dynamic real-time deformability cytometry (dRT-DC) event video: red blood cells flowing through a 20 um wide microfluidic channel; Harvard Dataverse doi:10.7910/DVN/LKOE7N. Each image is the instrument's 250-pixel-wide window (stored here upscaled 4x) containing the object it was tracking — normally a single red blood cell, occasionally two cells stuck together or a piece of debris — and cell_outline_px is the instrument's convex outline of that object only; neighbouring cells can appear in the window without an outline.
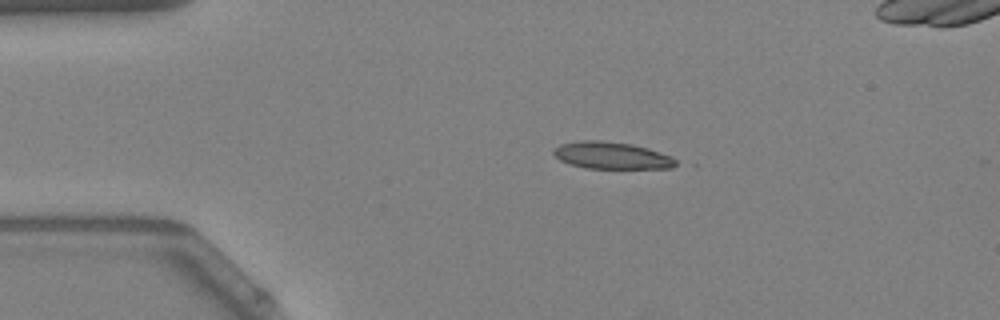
{"species": "Egyptian fruit bat (a non-hibernating species)", "species_latin": "Rousettus aegyptiacus", "temperature_condition": "warm", "stored_images_in_passage": 44, "camera_frame_rate_fps": 3000, "um_per_image_px": 0.085, "animal": {"sex": "female"}, "frame": {"image": 1, "passage_image": 1, "time_ms": 0.0, "image_size_px": [1000, 320], "cell_outline_px": [[680, 164], [672, 168], [584, 168], [560, 160], [552, 152], [560, 144], [580, 140], [600, 140], [632, 144], [648, 148], [672, 156]], "centroid_in_image_um": [52.04, 13.21], "position_along_channel_um": 33.0, "area_um2": 19.25}}
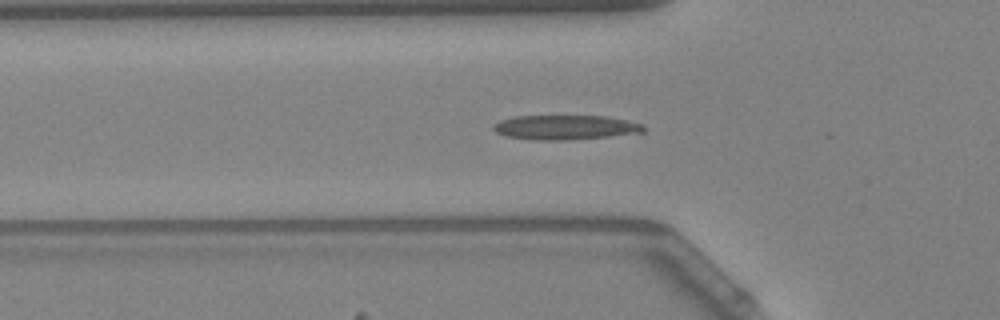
{"frame": {"image": 2, "passage_image": 8, "time_ms": 2.333, "image_size_px": [1000, 320], "cell_outline_px": [[644, 132], [608, 136], [568, 140], [532, 140], [508, 136], [496, 132], [492, 128], [500, 120], [516, 116], [604, 116], [624, 120], [640, 124], [644, 128]], "centroid_in_image_um": [48.01, 10.83], "position_along_channel_um": 77.8, "area_um2": 21.1}}
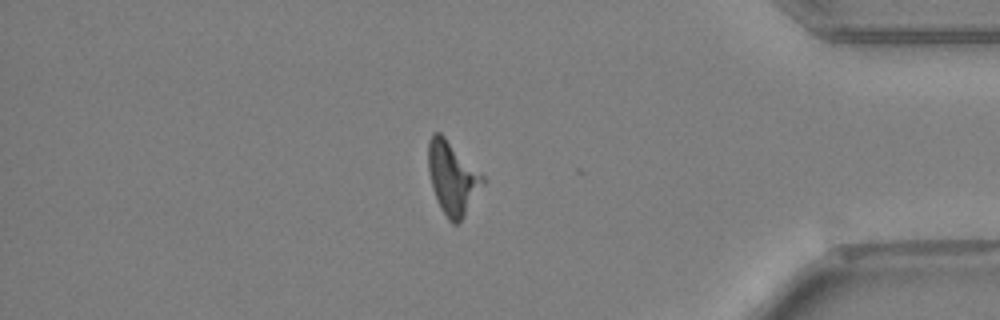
{"frame": {"image": 3, "passage_image": 35, "time_ms": 11.333, "image_size_px": [1000, 320], "cell_outline_px": [[484, 184], [464, 216], [456, 224], [452, 224], [448, 220], [440, 208], [432, 188], [428, 168], [428, 140], [432, 132], [440, 132], [484, 176]], "centroid_in_image_um": [38.43, 15.12], "position_along_channel_um": 396.8, "area_um2": 22.95}}